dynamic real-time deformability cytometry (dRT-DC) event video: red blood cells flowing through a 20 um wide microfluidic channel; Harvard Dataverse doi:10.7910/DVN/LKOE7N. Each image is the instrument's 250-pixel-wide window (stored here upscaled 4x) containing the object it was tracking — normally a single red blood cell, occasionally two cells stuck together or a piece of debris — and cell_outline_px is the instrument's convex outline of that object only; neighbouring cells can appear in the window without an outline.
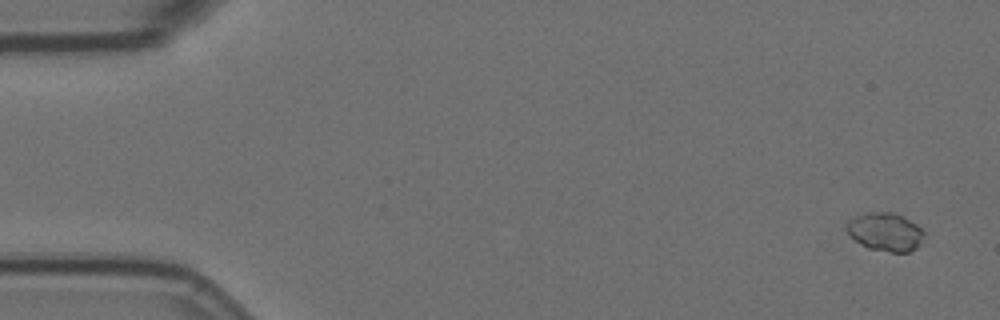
{"species": "Egyptian fruit bat (a non-hibernating species)", "species_latin": "Rousettus aegyptiacus", "temperature_condition": "room temperature", "stored_images_in_passage": 7, "camera_frame_rate_fps": 3000, "um_per_image_px": 0.085, "animal": {"sex": "female"}, "frame": {"image": 1, "passage_image": 1, "time_ms": 0.0, "image_size_px": [1000, 320], "cell_outline_px": [[924, 236], [916, 248], [908, 252], [892, 252], [868, 248], [860, 244], [848, 232], [848, 224], [856, 216], [868, 212], [892, 212], [916, 224], [924, 232]], "centroid_in_image_um": [75.28, 19.72], "position_along_channel_um": 9.7, "area_um2": 16.76}}
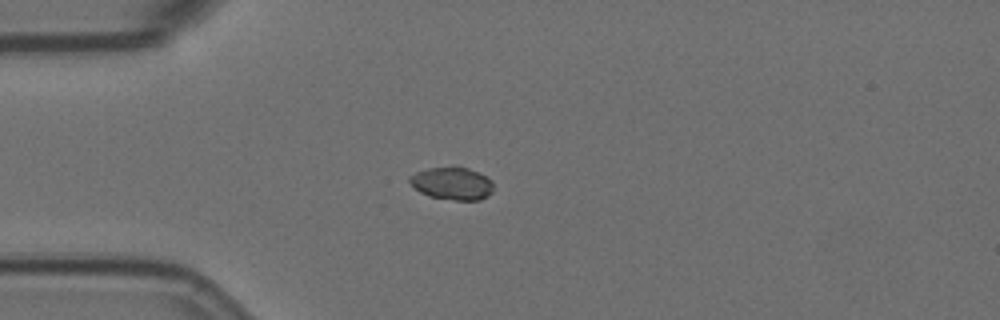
{"frame": {"image": 2, "passage_image": 5, "time_ms": 1.333, "image_size_px": [1000, 320], "cell_outline_px": [[492, 192], [488, 196], [480, 200], [456, 200], [428, 196], [420, 192], [408, 180], [408, 176], [416, 172], [428, 168], [452, 164], [456, 164], [468, 168], [492, 180]], "centroid_in_image_um": [38.41, 15.55], "position_along_channel_um": 46.6, "area_um2": 16.24}}
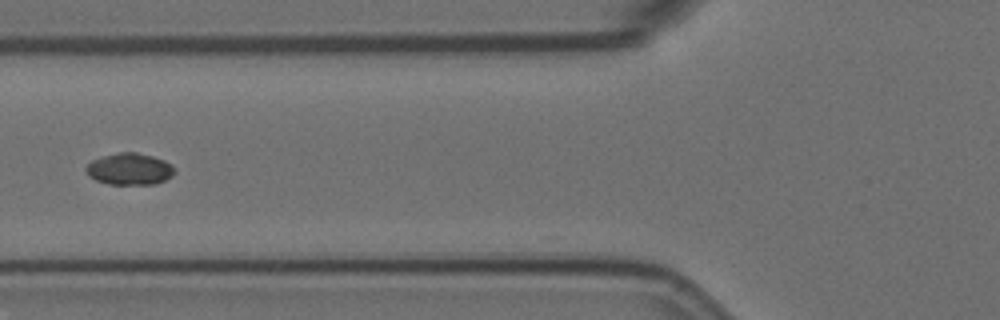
{"frame": {"image": 3, "passage_image": 7, "time_ms": 2.0, "image_size_px": [1000, 320], "cell_outline_px": [[176, 172], [172, 176], [156, 184], [108, 184], [96, 180], [88, 176], [84, 168], [92, 160], [104, 156], [120, 152], [136, 152], [152, 156], [164, 160], [172, 164], [176, 168]], "centroid_in_image_um": [11.03, 14.37], "position_along_channel_um": 114.8, "area_um2": 16.47}}